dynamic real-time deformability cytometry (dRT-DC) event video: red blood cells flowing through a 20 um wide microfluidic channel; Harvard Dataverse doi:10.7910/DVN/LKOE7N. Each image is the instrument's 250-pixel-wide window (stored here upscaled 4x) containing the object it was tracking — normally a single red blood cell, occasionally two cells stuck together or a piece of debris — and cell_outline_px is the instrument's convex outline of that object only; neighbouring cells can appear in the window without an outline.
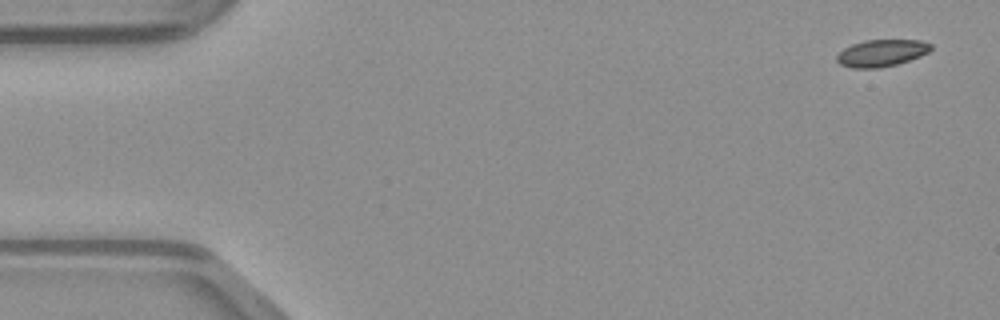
{"species": "common noctule bat (a hibernating species)", "species_latin": "Nyctalus noctula", "temperature_condition": "warm", "stored_images_in_passage": 10, "camera_frame_rate_fps": 3000, "um_per_image_px": 0.085, "animal": {"sex": "male", "body_mass_g": 23.1, "forearm_length_mm": 52.7}, "frame": {"image": 1, "passage_image": 1, "time_ms": 0.0, "image_size_px": [1000, 320], "cell_outline_px": [[932, 48], [928, 52], [920, 56], [896, 64], [880, 68], [852, 68], [840, 64], [836, 60], [836, 56], [844, 48], [852, 44], [864, 40], [920, 40], [932, 44]], "centroid_in_image_um": [74.92, 4.5], "position_along_channel_um": 10.1, "area_um2": 14.74}}